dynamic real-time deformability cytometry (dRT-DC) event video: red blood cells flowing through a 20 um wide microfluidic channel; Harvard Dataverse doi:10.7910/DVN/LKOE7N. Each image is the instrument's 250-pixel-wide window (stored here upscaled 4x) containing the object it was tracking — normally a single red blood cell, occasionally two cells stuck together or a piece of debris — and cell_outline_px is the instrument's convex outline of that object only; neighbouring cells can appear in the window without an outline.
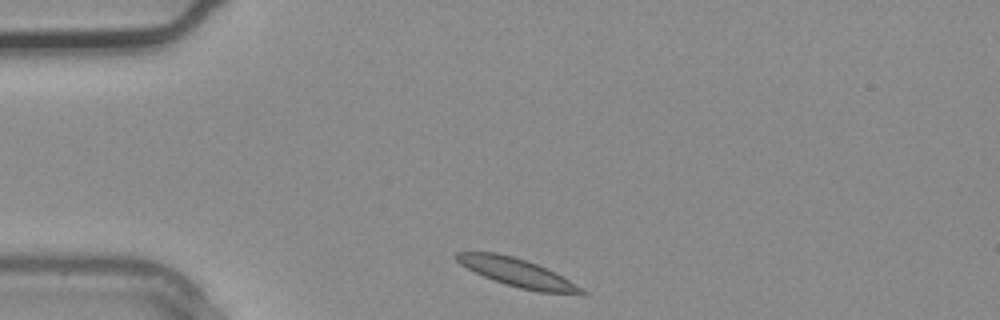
{"species": "common noctule bat (a hibernating species)", "species_latin": "Nyctalus noctula", "temperature_condition": "warm", "stored_images_in_passage": 2, "camera_frame_rate_fps": 3000, "um_per_image_px": 0.085, "animal": {"sex": "male", "body_mass_g": 20.4}, "frame": {"image": 1, "passage_image": 1, "time_ms": 0.0, "image_size_px": [1000, 320], "cell_outline_px": [[588, 292], [584, 296], [540, 292], [520, 288], [484, 276], [460, 264], [452, 256], [456, 252], [496, 252], [512, 256], [548, 268], [576, 284]], "centroid_in_image_um": [44.04, 23.19], "position_along_channel_um": 41.0, "area_um2": 20.58}}
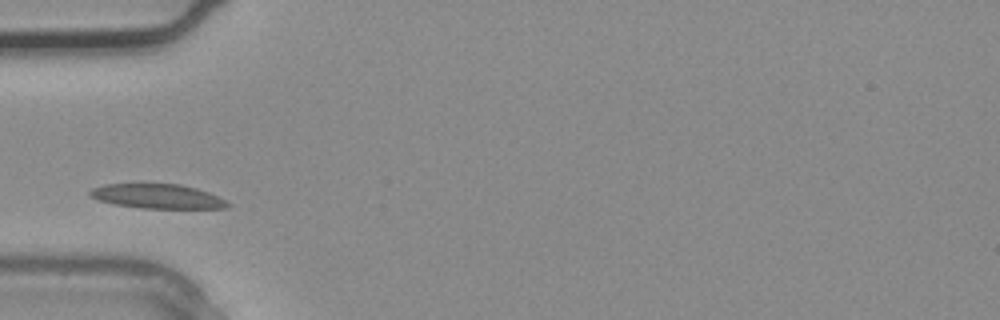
{"frame": {"image": 2, "passage_image": 2, "time_ms": 0.333, "image_size_px": [1000, 320], "cell_outline_px": [[232, 204], [228, 208], [140, 208], [112, 204], [96, 200], [88, 196], [88, 192], [92, 188], [104, 184], [180, 184], [196, 188], [208, 192]], "centroid_in_image_um": [13.32, 16.69], "position_along_channel_um": 71.7, "area_um2": 19.71}}